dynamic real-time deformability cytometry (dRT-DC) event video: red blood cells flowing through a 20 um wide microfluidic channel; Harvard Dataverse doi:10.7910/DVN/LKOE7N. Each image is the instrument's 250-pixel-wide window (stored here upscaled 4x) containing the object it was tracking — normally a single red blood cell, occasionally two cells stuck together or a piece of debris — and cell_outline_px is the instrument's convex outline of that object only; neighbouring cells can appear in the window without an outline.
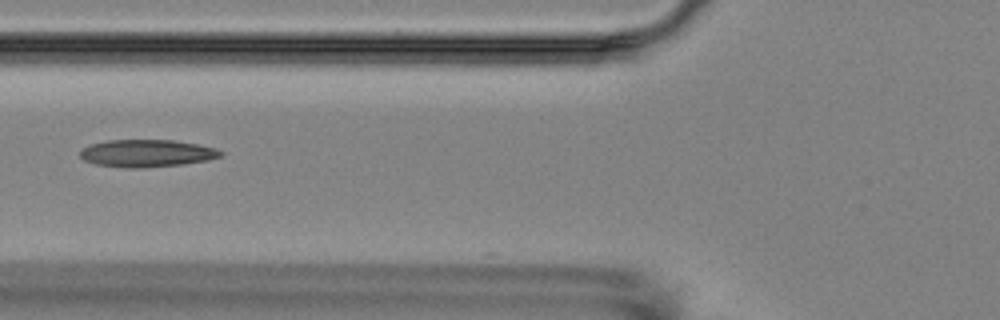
{"species": "Egyptian fruit bat (a non-hibernating species)", "species_latin": "Rousettus aegyptiacus", "temperature_condition": "room temperature", "stored_images_in_passage": 13, "camera_frame_rate_fps": 3000, "um_per_image_px": 0.085, "animal": {"sex": "female"}, "frame": {"image": 1, "passage_image": 3, "time_ms": 2.333, "image_size_px": [1000, 320], "cell_outline_px": [[224, 156], [208, 160], [184, 164], [144, 168], [128, 168], [96, 164], [84, 160], [80, 156], [80, 152], [88, 144], [108, 140], [176, 140], [216, 148], [224, 152]], "centroid_in_image_um": [12.51, 13.03], "position_along_channel_um": 113.3, "area_um2": 22.6}}
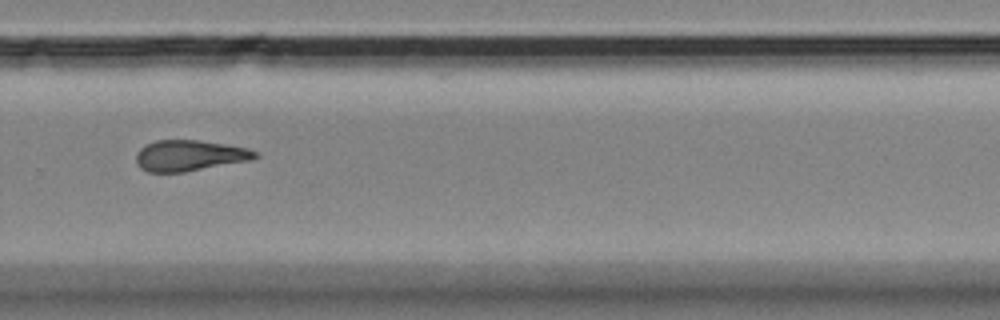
{"frame": {"image": 2, "passage_image": 8, "time_ms": 8.0, "image_size_px": [1000, 320], "cell_outline_px": [[260, 156], [252, 160], [184, 172], [148, 172], [140, 168], [136, 164], [136, 152], [140, 148], [156, 140], [196, 140], [224, 144], [248, 148], [256, 152]], "centroid_in_image_um": [16.1, 13.23], "position_along_channel_um": 313.7, "area_um2": 21.44}}
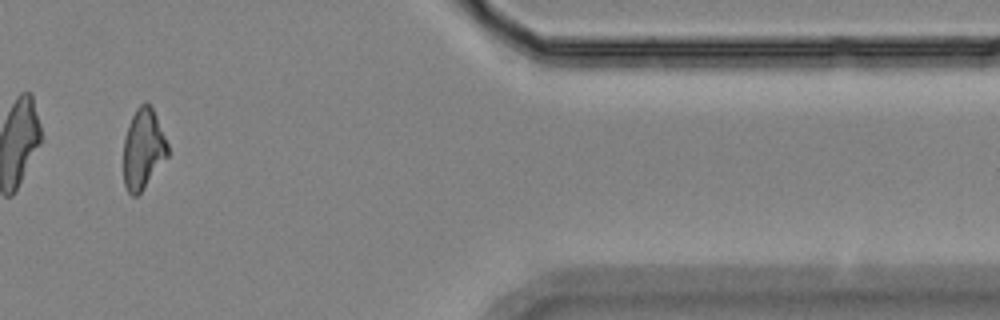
{"frame": {"image": 3, "passage_image": 11, "time_ms": 11.333, "image_size_px": [1000, 320], "cell_outline_px": [[168, 156], [144, 188], [136, 196], [132, 196], [128, 192], [124, 184], [124, 140], [132, 116], [136, 108], [144, 100], [148, 100], [152, 108], [168, 144]], "centroid_in_image_um": [12.17, 12.65], "position_along_channel_um": 399.2, "area_um2": 20.52}}